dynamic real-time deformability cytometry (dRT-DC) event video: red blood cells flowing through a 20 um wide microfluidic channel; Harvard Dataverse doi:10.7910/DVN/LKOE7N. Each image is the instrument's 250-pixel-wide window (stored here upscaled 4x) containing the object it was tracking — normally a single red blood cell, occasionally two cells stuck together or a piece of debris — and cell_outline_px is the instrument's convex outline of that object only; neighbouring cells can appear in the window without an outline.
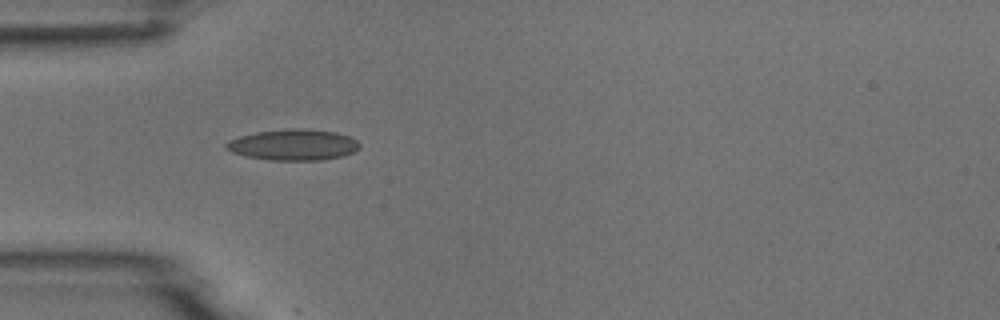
{"species": "common noctule bat (a hibernating species)", "species_latin": "Nyctalus noctula", "temperature_condition": "room temperature", "stored_images_in_passage": 2, "camera_frame_rate_fps": 3000, "um_per_image_px": 0.085, "animal": {"sex": "male", "body_mass_g": 18.8}, "frame": {"image": 1, "passage_image": 1, "time_ms": 0.0, "image_size_px": [1000, 320], "cell_outline_px": [[360, 148], [344, 156], [320, 160], [268, 160], [248, 156], [232, 152], [224, 148], [224, 144], [240, 136], [256, 132], [296, 128], [304, 128], [336, 132], [348, 136], [356, 140], [360, 144]], "centroid_in_image_um": [24.95, 12.31], "position_along_channel_um": 60.0, "area_um2": 23.99}}